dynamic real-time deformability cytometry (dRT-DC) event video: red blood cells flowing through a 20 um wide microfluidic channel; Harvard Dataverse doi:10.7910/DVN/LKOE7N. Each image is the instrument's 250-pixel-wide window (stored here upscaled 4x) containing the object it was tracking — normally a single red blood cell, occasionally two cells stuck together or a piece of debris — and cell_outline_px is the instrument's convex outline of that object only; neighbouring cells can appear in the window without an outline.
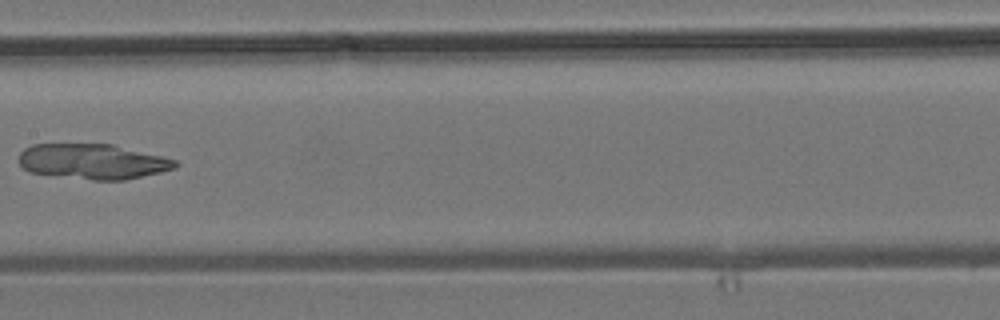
{"species": "common noctule bat (a hibernating species)", "species_latin": "Nyctalus noctula", "temperature_condition": "room temperature", "stored_images_in_passage": 8, "camera_frame_rate_fps": 3000, "um_per_image_px": 0.085, "animal": {"sex": "male", "body_mass_g": 19.2, "forearm_length_mm": 51.8}, "frame": {"image": 1, "passage_image": 7, "time_ms": 7.0, "image_size_px": [1000, 320], "cell_outline_px": [[180, 164], [176, 168], [160, 172], [124, 180], [92, 180], [28, 172], [16, 160], [20, 152], [24, 148], [32, 144], [112, 144], [176, 160]], "centroid_in_image_um": [7.84, 13.73], "position_along_channel_um": 199.6, "area_um2": 32.14}}
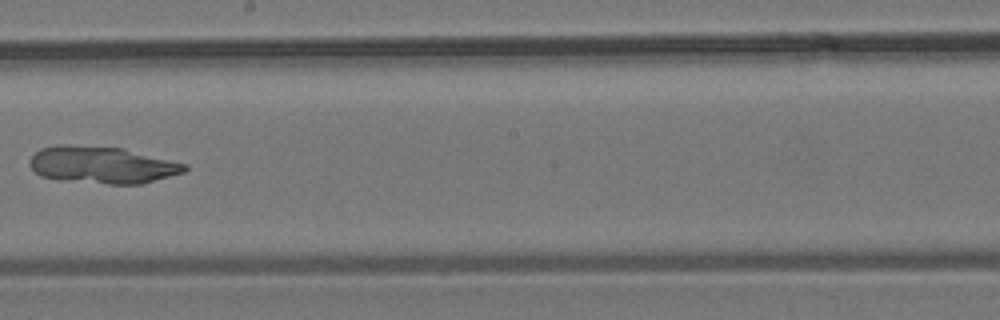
{"frame": {"image": 2, "passage_image": 8, "time_ms": 8.0, "image_size_px": [1000, 320], "cell_outline_px": [[188, 168], [184, 172], [140, 184], [108, 184], [60, 180], [40, 176], [28, 164], [32, 156], [40, 148], [60, 144], [64, 144], [124, 148], [188, 164]], "centroid_in_image_um": [8.68, 14.01], "position_along_channel_um": 239.5, "area_um2": 33.52}}